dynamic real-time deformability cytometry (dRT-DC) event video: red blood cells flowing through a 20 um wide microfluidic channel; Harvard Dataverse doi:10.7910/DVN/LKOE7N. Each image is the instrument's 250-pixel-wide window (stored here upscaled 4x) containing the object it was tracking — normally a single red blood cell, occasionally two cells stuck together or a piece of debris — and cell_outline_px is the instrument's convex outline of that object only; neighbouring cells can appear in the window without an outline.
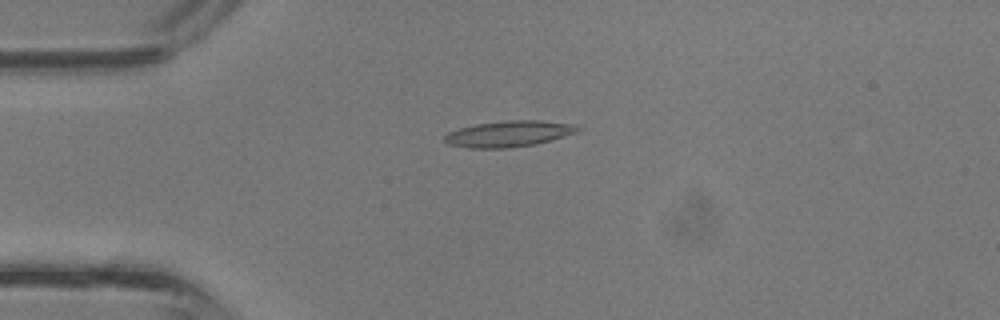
{"species": "common noctule bat (a hibernating species)", "species_latin": "Nyctalus noctula", "temperature_condition": "room temperature", "stored_images_in_passage": 33, "camera_frame_rate_fps": 3000, "um_per_image_px": 0.085, "animal": {"sex": "male", "body_mass_g": 13.3}, "frame": {"image": 1, "passage_image": 5, "time_ms": 1.333, "image_size_px": [1000, 320], "cell_outline_px": [[580, 128], [576, 132], [564, 136], [536, 144], [508, 148], [472, 148], [448, 144], [444, 140], [444, 136], [448, 132], [460, 128], [476, 124], [504, 120], [540, 120], [572, 124]], "centroid_in_image_um": [43.22, 11.37], "position_along_channel_um": 41.8, "area_um2": 20.06}}
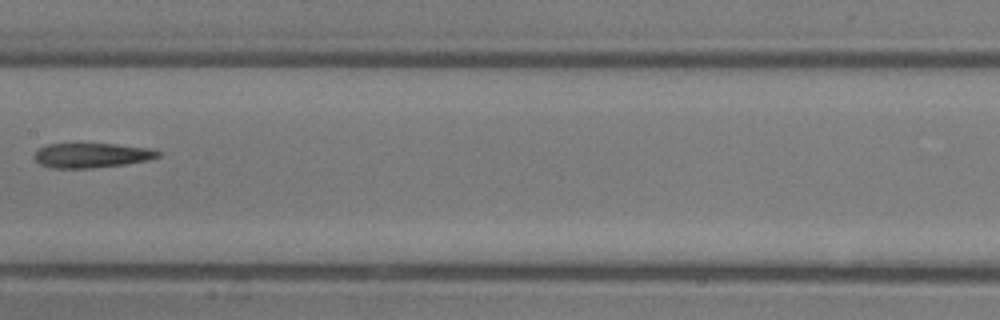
{"frame": {"image": 2, "passage_image": 15, "time_ms": 4.667, "image_size_px": [1000, 320], "cell_outline_px": [[160, 156], [148, 160], [124, 164], [92, 168], [52, 168], [40, 164], [32, 156], [40, 148], [48, 144], [116, 144], [148, 148], [160, 152]], "centroid_in_image_um": [7.77, 13.21], "position_along_channel_um": 199.6, "area_um2": 17.63}}
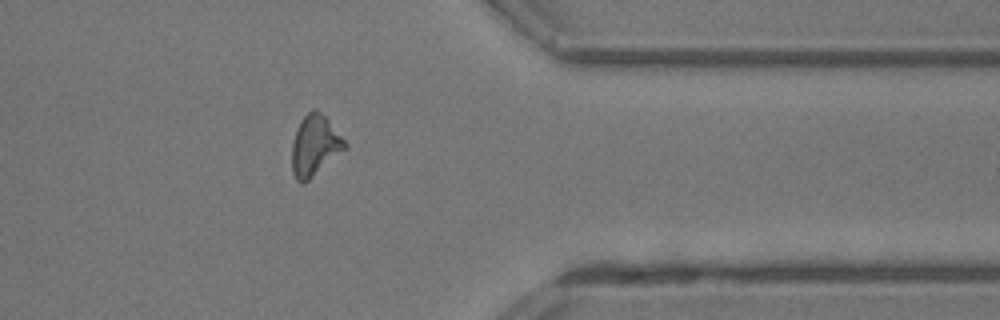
{"frame": {"image": 3, "passage_image": 26, "time_ms": 8.333, "image_size_px": [1000, 320], "cell_outline_px": [[348, 148], [304, 184], [300, 184], [296, 180], [292, 172], [292, 144], [300, 120], [312, 108], [316, 108], [328, 120], [348, 144]], "centroid_in_image_um": [26.76, 12.4], "position_along_channel_um": 384.6, "area_um2": 18.84}}